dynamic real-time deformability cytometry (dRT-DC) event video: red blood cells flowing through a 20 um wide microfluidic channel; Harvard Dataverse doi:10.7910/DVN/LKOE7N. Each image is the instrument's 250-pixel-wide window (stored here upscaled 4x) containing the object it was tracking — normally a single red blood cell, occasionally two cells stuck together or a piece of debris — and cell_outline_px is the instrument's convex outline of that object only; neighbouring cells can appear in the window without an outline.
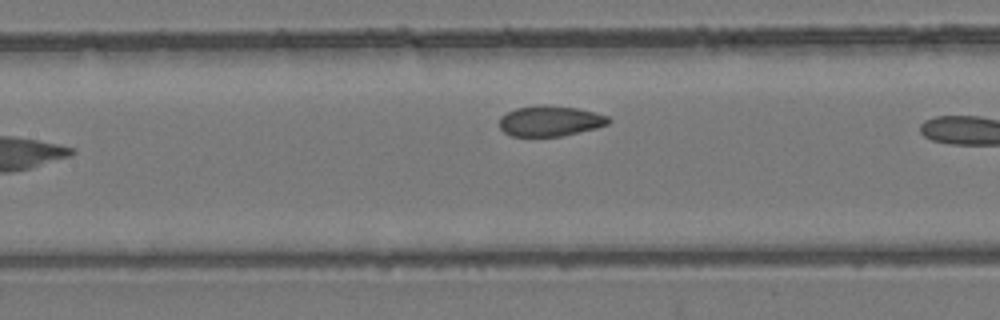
{"species": "common noctule bat (a hibernating species)", "species_latin": "Nyctalus noctula", "temperature_condition": "room temperature", "stored_images_in_passage": 6, "segment_of_instrument_passage": [1, 2], "camera_frame_rate_fps": 3000, "um_per_image_px": 0.085, "animal": {"sex": "female", "body_mass_g": 24.6, "forearm_length_mm": 56.2}, "frame": {"image": 1, "passage_image": 4, "time_ms": 1.0, "image_size_px": [1000, 320], "cell_outline_px": [[612, 120], [608, 124], [596, 128], [560, 136], [512, 136], [504, 132], [500, 128], [500, 116], [516, 108], [540, 104], [548, 104], [576, 108], [608, 116]], "centroid_in_image_um": [46.75, 10.27], "position_along_channel_um": 160.7, "area_um2": 19.36}}